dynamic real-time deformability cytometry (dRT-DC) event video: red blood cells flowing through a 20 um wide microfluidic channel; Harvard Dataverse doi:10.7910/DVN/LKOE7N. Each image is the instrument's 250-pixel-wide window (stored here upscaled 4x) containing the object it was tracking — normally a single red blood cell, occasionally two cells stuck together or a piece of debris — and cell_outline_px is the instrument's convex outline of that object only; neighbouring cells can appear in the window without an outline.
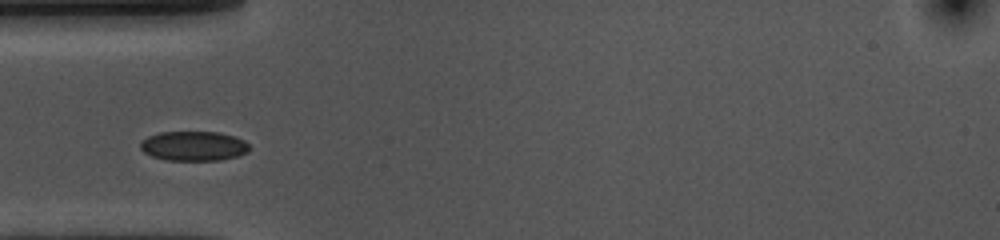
{"species": "common noctule bat (a hibernating species)", "species_latin": "Nyctalus noctula", "temperature_condition": "cold", "stored_images_in_passage": 21, "camera_frame_rate_fps": 3000, "um_per_image_px": 0.085, "animal": {"sex": "female", "body_mass_g": 10.0, "forearm_length_mm": 53.1}, "frame": {"image": 1, "passage_image": 4, "time_ms": 1.0, "image_size_px": [1000, 240], "cell_outline_px": [[248, 152], [236, 156], [220, 160], [164, 160], [152, 156], [144, 152], [140, 148], [140, 140], [148, 136], [160, 132], [220, 132], [244, 140], [248, 144]], "centroid_in_image_um": [16.42, 12.41], "position_along_channel_um": 68.6, "area_um2": 18.79}}
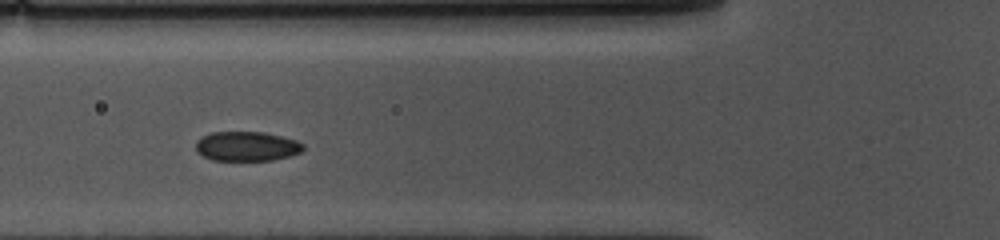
{"frame": {"image": 2, "passage_image": 7, "time_ms": 2.0, "image_size_px": [1000, 240], "cell_outline_px": [[304, 148], [300, 152], [288, 156], [272, 160], [212, 160], [196, 152], [196, 140], [212, 132], [264, 132], [296, 140], [304, 144]], "centroid_in_image_um": [20.96, 12.43], "position_along_channel_um": 104.8, "area_um2": 18.38}}
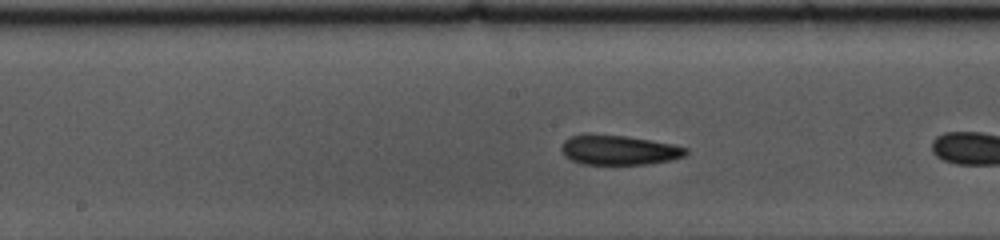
{"frame": {"image": 3, "passage_image": 12, "time_ms": 3.667, "image_size_px": [1000, 240], "cell_outline_px": [[688, 152], [684, 156], [672, 160], [648, 164], [584, 164], [572, 160], [564, 156], [560, 148], [564, 140], [572, 136], [628, 136], [672, 144], [688, 148]], "centroid_in_image_um": [52.65, 12.78], "position_along_channel_um": 195.6, "area_um2": 21.1}}